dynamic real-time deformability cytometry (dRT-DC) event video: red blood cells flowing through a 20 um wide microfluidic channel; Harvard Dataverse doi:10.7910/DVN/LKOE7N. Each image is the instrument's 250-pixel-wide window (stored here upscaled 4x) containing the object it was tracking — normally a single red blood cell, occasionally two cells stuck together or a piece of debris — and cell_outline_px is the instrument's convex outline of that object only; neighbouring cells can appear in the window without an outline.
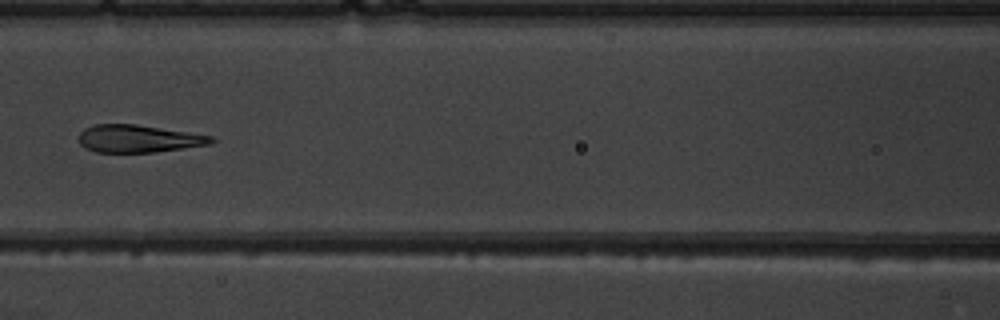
{"species": "common noctule bat (a hibernating species)", "species_latin": "Nyctalus noctula", "temperature_condition": "warm", "stored_images_in_passage": 4, "camera_frame_rate_fps": 3000, "um_per_image_px": 0.085, "animal": {"sex": "male", "body_mass_g": 19.5, "forearm_length_mm": 54.6}, "frame": {"image": 1, "passage_image": 4, "time_ms": 3.333, "image_size_px": [1000, 320], "cell_outline_px": [[216, 140], [212, 144], [184, 148], [152, 152], [96, 152], [84, 148], [80, 144], [80, 132], [84, 128], [92, 124], [136, 124], [212, 136]], "centroid_in_image_um": [11.75, 11.78], "position_along_channel_um": 154.8, "area_um2": 21.21}}